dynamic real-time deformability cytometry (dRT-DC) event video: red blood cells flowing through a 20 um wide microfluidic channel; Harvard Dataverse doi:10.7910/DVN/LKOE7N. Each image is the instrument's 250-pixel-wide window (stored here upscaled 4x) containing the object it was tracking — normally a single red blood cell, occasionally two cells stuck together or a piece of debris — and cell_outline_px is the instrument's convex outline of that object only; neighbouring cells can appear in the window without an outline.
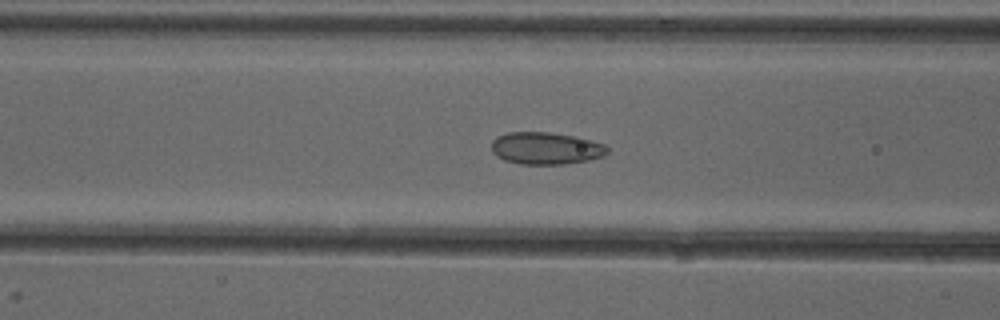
{"species": "common noctule bat (a hibernating species)", "species_latin": "Nyctalus noctula", "temperature_condition": "cold", "stored_images_in_passage": 47, "camera_frame_rate_fps": 3000, "um_per_image_px": 0.085, "animal": {"sex": "female"}, "frame": {"image": 1, "passage_image": 16, "time_ms": 5.0, "image_size_px": [1000, 320], "cell_outline_px": [[608, 152], [604, 156], [588, 160], [564, 164], [520, 164], [504, 160], [496, 156], [492, 152], [492, 140], [496, 136], [508, 132], [548, 132], [576, 136], [592, 140], [604, 144], [608, 148]], "centroid_in_image_um": [46.39, 12.6], "position_along_channel_um": 120.2, "area_um2": 21.91}}
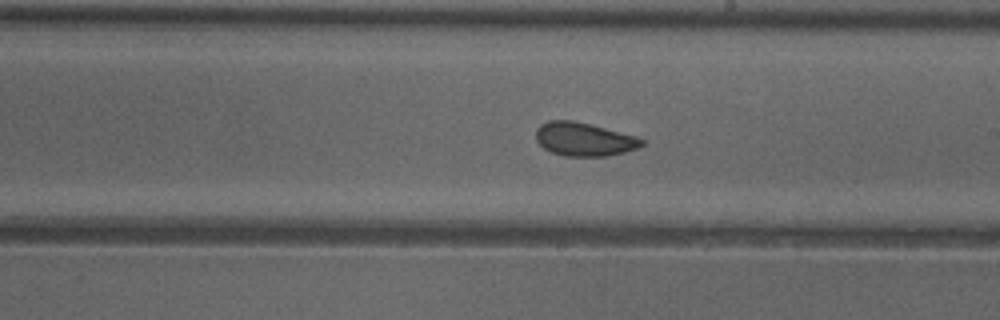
{"frame": {"image": 2, "passage_image": 25, "time_ms": 8.0, "image_size_px": [1000, 320], "cell_outline_px": [[644, 144], [636, 148], [624, 152], [604, 156], [564, 156], [552, 152], [544, 148], [536, 140], [536, 128], [540, 124], [548, 120], [572, 120], [636, 136], [644, 140]], "centroid_in_image_um": [49.6, 11.83], "position_along_channel_um": 239.4, "area_um2": 20.46}}
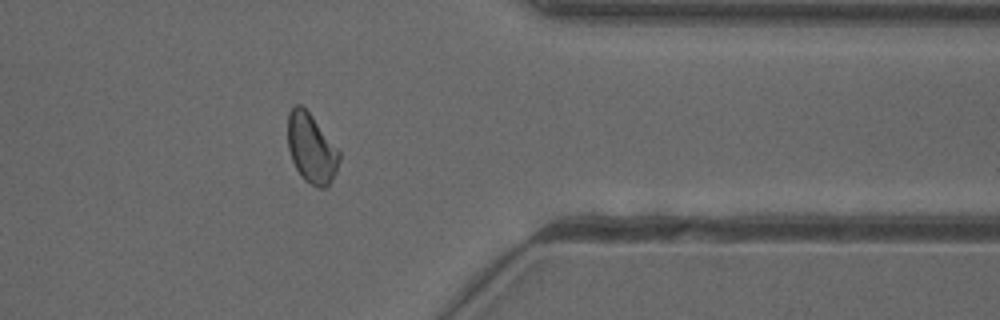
{"frame": {"image": 3, "passage_image": 37, "time_ms": 12.0, "image_size_px": [1000, 320], "cell_outline_px": [[340, 160], [336, 172], [328, 184], [324, 188], [320, 188], [304, 180], [300, 176], [292, 160], [288, 148], [288, 112], [296, 104], [300, 104], [312, 116], [340, 152]], "centroid_in_image_um": [26.45, 12.61], "position_along_channel_um": 384.9, "area_um2": 20.58}, "authors_computed_cell_mechanics": {"area_um2": 21.2126, "velocity_mm_per_s": 3.9738, "shape_relaxation_time_tau1_ms": null, "shape_relaxation_time_tau2_ms": 1.4084, "deformation_change_tau1": null, "deformation_change_tau2": 0.0491}}